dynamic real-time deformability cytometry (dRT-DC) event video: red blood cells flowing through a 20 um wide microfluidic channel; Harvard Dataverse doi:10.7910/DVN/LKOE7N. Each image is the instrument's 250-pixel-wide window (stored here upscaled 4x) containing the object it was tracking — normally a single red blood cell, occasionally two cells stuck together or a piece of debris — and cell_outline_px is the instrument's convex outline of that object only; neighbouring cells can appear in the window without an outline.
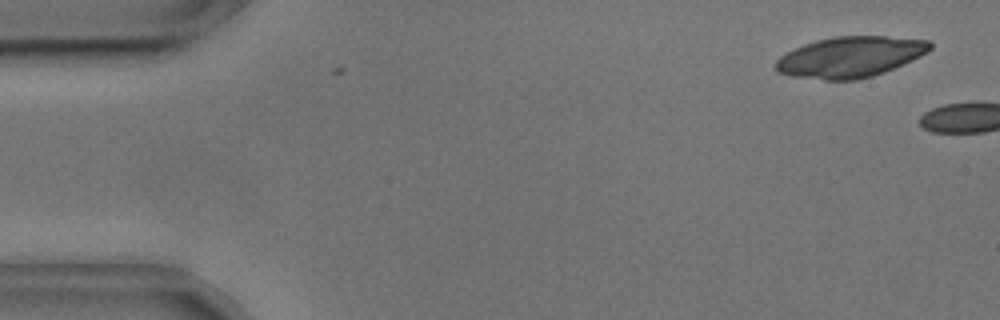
{"species": "common noctule bat (a hibernating species)", "species_latin": "Nyctalus noctula", "temperature_condition": "cold", "stored_images_in_passage": 2, "camera_frame_rate_fps": 3000, "um_per_image_px": 0.085, "animal": {"sex": "male", "body_mass_g": 17.9, "forearm_length_mm": 54.2}, "frame": {"image": 1, "passage_image": 2, "time_ms": 0.333, "image_size_px": [1000, 320], "cell_outline_px": [[932, 48], [920, 56], [912, 60], [884, 72], [872, 76], [856, 80], [824, 80], [792, 76], [776, 72], [776, 60], [780, 56], [804, 44], [816, 40], [832, 36], [888, 36], [928, 40], [932, 44]], "centroid_in_image_um": [72.26, 4.84], "position_along_channel_um": 12.7, "area_um2": 36.59}}